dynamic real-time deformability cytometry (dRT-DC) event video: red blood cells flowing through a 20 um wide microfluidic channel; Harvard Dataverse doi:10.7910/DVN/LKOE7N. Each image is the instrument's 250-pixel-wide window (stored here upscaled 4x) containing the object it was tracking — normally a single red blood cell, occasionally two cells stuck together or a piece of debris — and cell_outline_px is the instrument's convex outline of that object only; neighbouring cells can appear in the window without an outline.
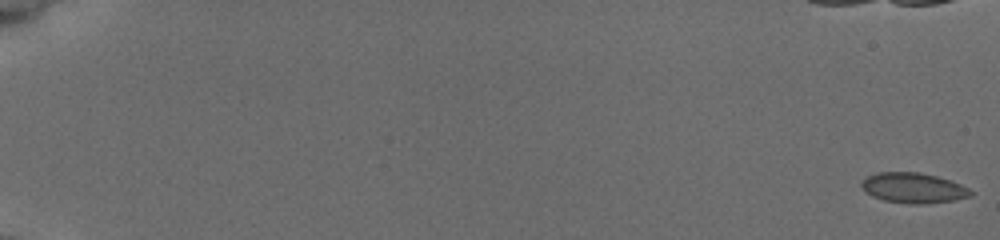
{"species": "common noctule bat (a hibernating species)", "species_latin": "Nyctalus noctula", "temperature_condition": "cold", "stored_images_in_passage": 11, "camera_frame_rate_fps": 3000, "um_per_image_px": 0.085, "animal": {"sex": "female", "body_mass_g": 19.5, "forearm_length_mm": 54.1}, "frame": {"image": 1, "passage_image": 1, "time_ms": 0.0, "image_size_px": [1000, 240], "cell_outline_px": [[976, 192], [972, 196], [952, 200], [920, 204], [908, 204], [884, 200], [872, 196], [860, 184], [868, 176], [876, 172], [920, 172], [936, 176], [960, 184]], "centroid_in_image_um": [77.66, 15.97], "position_along_channel_um": 7.3, "area_um2": 19.07}}